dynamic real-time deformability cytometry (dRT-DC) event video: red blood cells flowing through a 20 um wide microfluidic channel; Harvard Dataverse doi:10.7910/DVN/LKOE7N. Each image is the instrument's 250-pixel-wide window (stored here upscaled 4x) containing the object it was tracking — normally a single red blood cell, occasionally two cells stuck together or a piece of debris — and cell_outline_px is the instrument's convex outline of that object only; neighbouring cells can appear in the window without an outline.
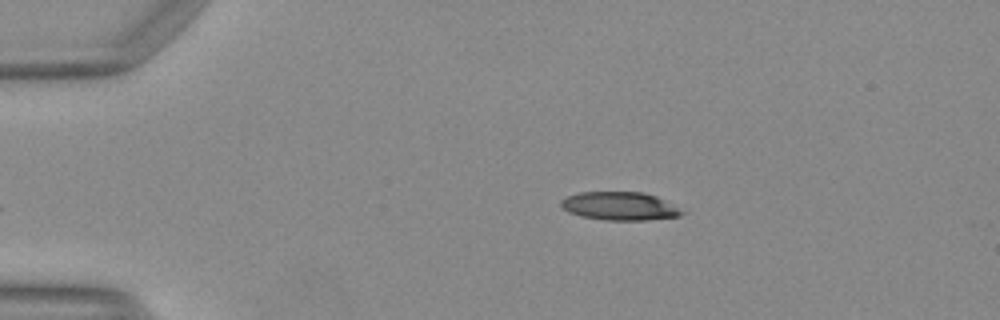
{"species": "Egyptian fruit bat (a non-hibernating species)", "species_latin": "Rousettus aegyptiacus", "temperature_condition": "warm", "stored_images_in_passage": 35, "camera_frame_rate_fps": 3000, "um_per_image_px": 0.085, "animal": {"sex": "female"}, "frame": {"image": 1, "passage_image": 1, "time_ms": 0.0, "image_size_px": [1000, 320], "cell_outline_px": [[688, 212], [680, 216], [648, 220], [604, 220], [580, 216], [568, 212], [560, 204], [560, 200], [568, 196], [580, 192], [644, 192], [656, 196]], "centroid_in_image_um": [52.7, 17.52], "position_along_channel_um": 32.3, "area_um2": 20.06}}
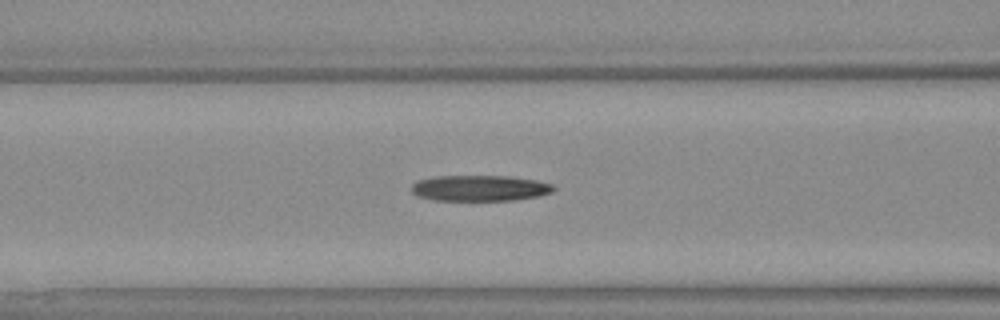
{"frame": {"image": 2, "passage_image": 12, "time_ms": 3.667, "image_size_px": [1000, 320], "cell_outline_px": [[556, 188], [552, 192], [536, 196], [512, 200], [436, 200], [416, 196], [412, 192], [412, 184], [420, 180], [436, 176], [508, 176], [536, 180], [552, 184]], "centroid_in_image_um": [40.78, 15.99], "position_along_channel_um": 125.8, "area_um2": 21.21}}
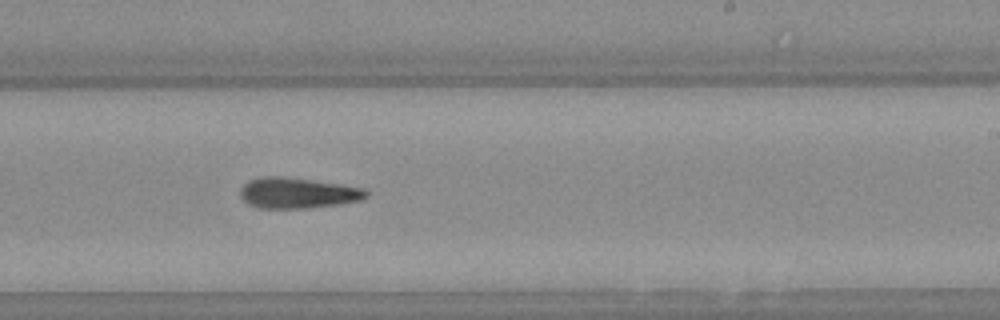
{"frame": {"image": 3, "passage_image": 22, "time_ms": 7.0, "image_size_px": [1000, 320], "cell_outline_px": [[368, 196], [360, 200], [336, 204], [304, 208], [256, 208], [248, 204], [240, 196], [240, 188], [248, 180], [264, 176], [284, 176], [340, 184], [364, 188], [368, 192]], "centroid_in_image_um": [25.25, 16.39], "position_along_channel_um": 263.7, "area_um2": 22.48}, "authors_computed_cell_mechanics": {"area_um2": 21.9062, "velocity_mm_per_s": 4.1463, "shape_relaxation_time_tau1_ms": 7.2552, "shape_relaxation_time_tau2_ms": 5.3277, "deformation_change_tau1": 0.2282, "deformation_change_tau2": 0.1725}}